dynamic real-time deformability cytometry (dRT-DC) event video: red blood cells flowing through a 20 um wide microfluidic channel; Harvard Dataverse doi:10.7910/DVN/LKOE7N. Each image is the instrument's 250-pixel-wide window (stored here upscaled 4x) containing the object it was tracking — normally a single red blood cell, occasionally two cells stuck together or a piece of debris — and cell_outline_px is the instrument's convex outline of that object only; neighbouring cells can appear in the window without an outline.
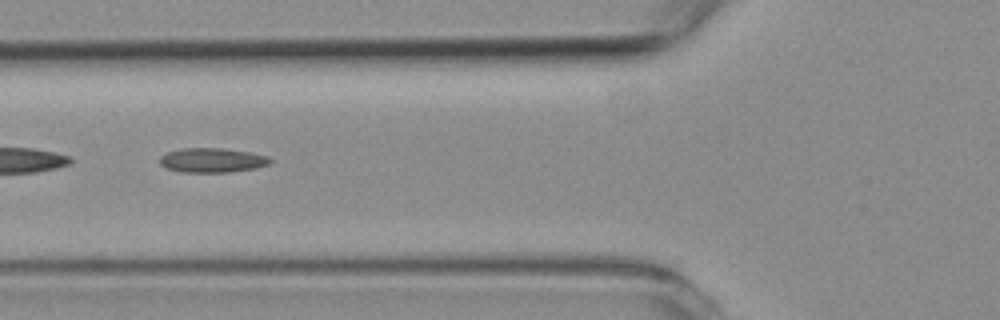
{"species": "common noctule bat (a hibernating species)", "species_latin": "Nyctalus noctula", "temperature_condition": "room temperature", "stored_images_in_passage": 6, "camera_frame_rate_fps": 3000, "um_per_image_px": 0.085, "animal": {"sex": "female", "body_mass_g": 19.3, "forearm_length_mm": 54.1}, "frame": {"image": 1, "passage_image": 5, "time_ms": 4.667, "image_size_px": [1000, 320], "cell_outline_px": [[272, 160], [268, 164], [256, 168], [228, 172], [180, 172], [164, 168], [160, 164], [160, 156], [168, 152], [180, 148], [224, 148], [248, 152], [268, 156]], "centroid_in_image_um": [18.0, 13.62], "position_along_channel_um": 107.8, "area_um2": 15.78}}